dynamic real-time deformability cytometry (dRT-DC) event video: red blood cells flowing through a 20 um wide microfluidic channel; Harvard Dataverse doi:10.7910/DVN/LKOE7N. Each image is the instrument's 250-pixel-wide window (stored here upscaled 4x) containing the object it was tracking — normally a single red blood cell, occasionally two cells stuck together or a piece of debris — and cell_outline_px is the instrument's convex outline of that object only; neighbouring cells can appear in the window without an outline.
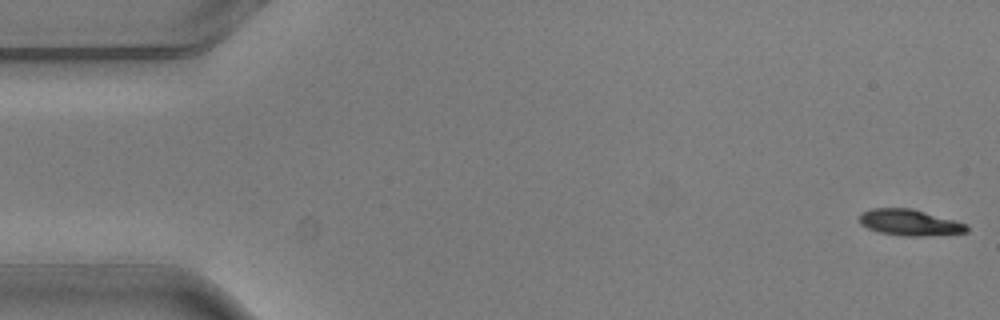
{"species": "common noctule bat (a hibernating species)", "species_latin": "Nyctalus noctula", "temperature_condition": "warm", "stored_images_in_passage": 2, "camera_frame_rate_fps": 3000, "um_per_image_px": 0.085, "animal": {"sex": "male", "body_mass_g": 20.5, "forearm_length_mm": 52.5}, "frame": {"image": 1, "passage_image": 1, "time_ms": 0.0, "image_size_px": [1000, 320], "cell_outline_px": [[968, 232], [924, 236], [904, 236], [880, 232], [868, 228], [860, 224], [860, 212], [872, 208], [912, 208], [956, 220], [968, 224]], "centroid_in_image_um": [77.34, 18.9], "position_along_channel_um": 7.7, "area_um2": 16.47}}